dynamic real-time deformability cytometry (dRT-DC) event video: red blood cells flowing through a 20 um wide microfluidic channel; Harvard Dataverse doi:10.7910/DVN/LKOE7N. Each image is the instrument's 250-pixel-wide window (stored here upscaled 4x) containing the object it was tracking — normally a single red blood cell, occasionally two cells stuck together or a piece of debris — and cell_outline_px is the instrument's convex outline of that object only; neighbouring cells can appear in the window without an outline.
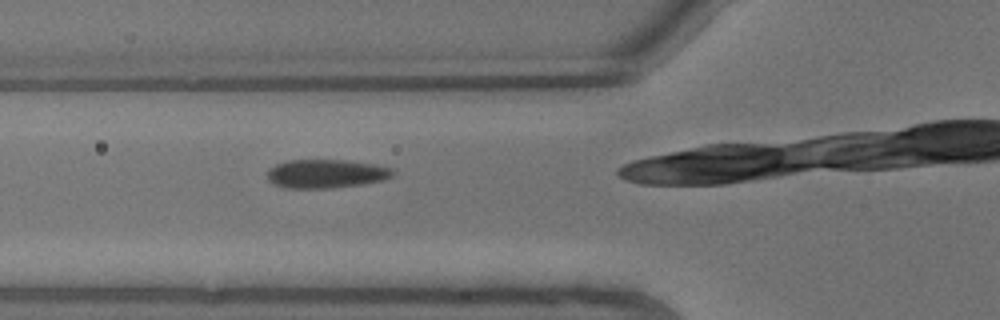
{"species": "common noctule bat (a hibernating species)", "species_latin": "Nyctalus noctula", "temperature_condition": "warm", "stored_images_in_passage": 6, "camera_frame_rate_fps": 3000, "um_per_image_px": 0.085, "animal": {"sex": "male", "body_mass_g": 13.3}, "frame": {"image": 1, "passage_image": 5, "time_ms": 1.333, "image_size_px": [1000, 320], "cell_outline_px": [[396, 172], [392, 176], [384, 180], [364, 184], [332, 188], [284, 188], [272, 184], [268, 180], [268, 172], [276, 164], [288, 160], [344, 160], [372, 164], [392, 168]], "centroid_in_image_um": [27.73, 14.78], "position_along_channel_um": 98.1, "area_um2": 21.04}}